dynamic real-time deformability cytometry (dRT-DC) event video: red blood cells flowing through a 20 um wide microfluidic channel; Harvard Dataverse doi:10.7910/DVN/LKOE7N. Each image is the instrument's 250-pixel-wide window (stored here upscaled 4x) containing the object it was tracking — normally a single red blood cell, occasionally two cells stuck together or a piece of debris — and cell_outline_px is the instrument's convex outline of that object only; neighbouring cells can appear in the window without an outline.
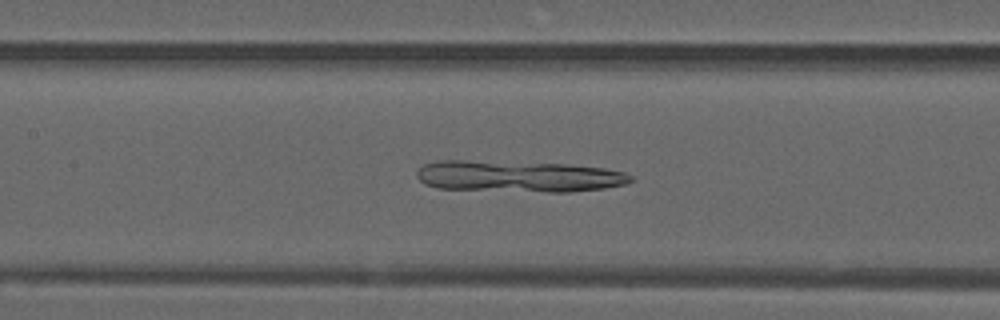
{"species": "common noctule bat (a hibernating species)", "species_latin": "Nyctalus noctula", "temperature_condition": "warm", "stored_images_in_passage": 50, "camera_frame_rate_fps": 3000, "um_per_image_px": 0.085, "animal": {"sex": "male", "forearm_length_mm": 52.5}, "frame": {"image": 1, "passage_image": 22, "time_ms": 7.0, "image_size_px": [1000, 320], "cell_outline_px": [[636, 180], [628, 184], [604, 188], [568, 192], [548, 192], [436, 188], [424, 184], [416, 176], [416, 172], [424, 164], [440, 160], [464, 160], [568, 164], [604, 168], [624, 172], [632, 176]], "centroid_in_image_um": [44.1, 14.99], "position_along_channel_um": 163.3, "area_um2": 39.36}}
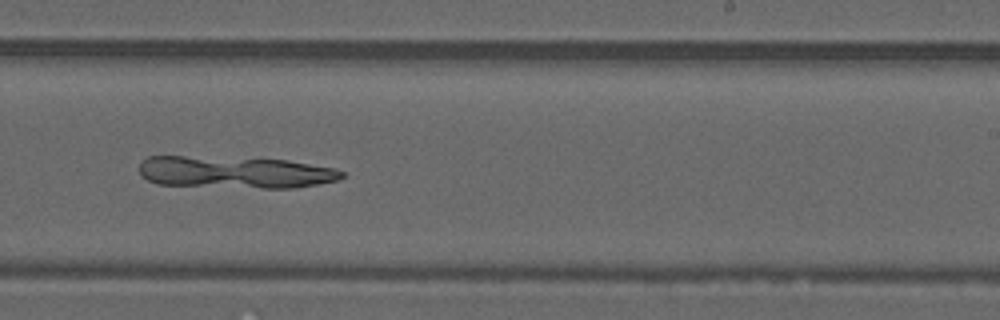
{"frame": {"image": 2, "passage_image": 30, "time_ms": 9.667, "image_size_px": [1000, 320], "cell_outline_px": [[344, 176], [336, 180], [316, 184], [292, 188], [264, 188], [156, 184], [140, 176], [140, 164], [148, 156], [184, 156], [288, 160], [332, 168], [344, 172]], "centroid_in_image_um": [19.93, 14.64], "position_along_channel_um": 269.1, "area_um2": 37.4}}
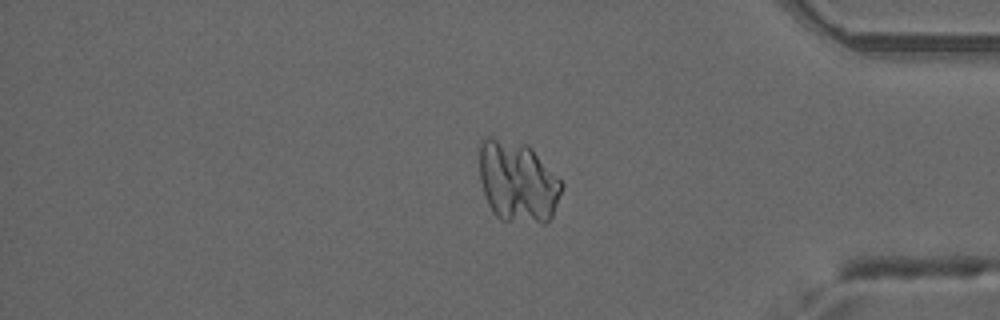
{"frame": {"image": 3, "passage_image": 41, "time_ms": 13.333, "image_size_px": [1000, 320], "cell_outline_px": [[564, 184], [552, 216], [544, 224], [540, 224], [500, 220], [492, 212], [488, 204], [480, 180], [480, 136], [492, 136], [528, 144], [532, 148]], "centroid_in_image_um": [43.98, 15.43], "position_along_channel_um": 391.2, "area_um2": 39.48}}